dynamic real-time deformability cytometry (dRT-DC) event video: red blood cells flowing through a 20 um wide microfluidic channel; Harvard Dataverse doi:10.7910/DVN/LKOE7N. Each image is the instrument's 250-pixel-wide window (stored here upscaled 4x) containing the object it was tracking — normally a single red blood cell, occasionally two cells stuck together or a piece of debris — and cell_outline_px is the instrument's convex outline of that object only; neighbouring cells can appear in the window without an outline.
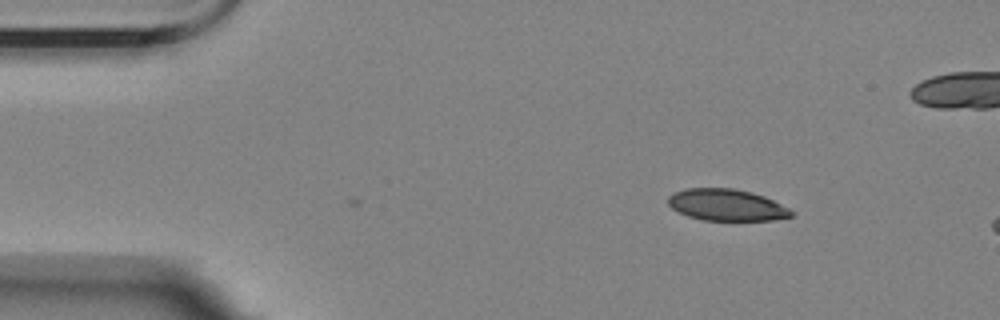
{"species": "Egyptian fruit bat (a non-hibernating species)", "species_latin": "Rousettus aegyptiacus", "temperature_condition": "room temperature", "stored_images_in_passage": 3, "camera_frame_rate_fps": 3000, "um_per_image_px": 0.085, "animal": {"sex": "female"}, "frame": {"image": 1, "passage_image": 3, "time_ms": 0.667, "image_size_px": [1000, 320], "cell_outline_px": [[792, 216], [772, 220], [704, 220], [688, 216], [672, 208], [668, 204], [668, 196], [684, 188], [736, 188], [752, 192], [764, 196], [788, 208], [792, 212]], "centroid_in_image_um": [61.74, 17.41], "position_along_channel_um": 23.3, "area_um2": 22.54}}